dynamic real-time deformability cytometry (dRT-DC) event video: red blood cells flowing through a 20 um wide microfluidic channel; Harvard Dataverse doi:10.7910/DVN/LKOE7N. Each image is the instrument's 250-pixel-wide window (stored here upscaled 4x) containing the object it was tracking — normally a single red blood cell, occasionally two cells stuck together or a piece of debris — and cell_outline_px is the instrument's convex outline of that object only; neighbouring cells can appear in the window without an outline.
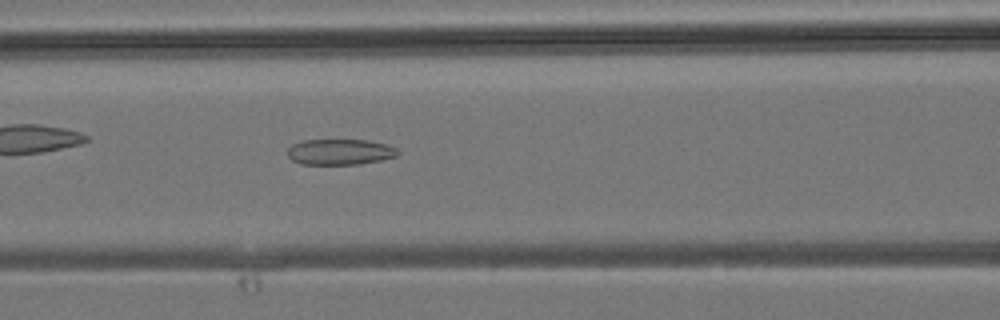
{"species": "common noctule bat (a hibernating species)", "species_latin": "Nyctalus noctula", "temperature_condition": "room temperature", "stored_images_in_passage": 26, "camera_frame_rate_fps": 3000, "um_per_image_px": 0.085, "animal": {"sex": "male", "body_mass_g": 19.2, "forearm_length_mm": 51.8}, "frame": {"image": 1, "passage_image": 6, "time_ms": 1.667, "image_size_px": [1000, 320], "cell_outline_px": [[400, 152], [396, 156], [380, 160], [360, 164], [300, 164], [292, 160], [288, 156], [288, 148], [292, 144], [304, 140], [368, 140], [388, 144], [396, 148]], "centroid_in_image_um": [28.9, 12.91], "position_along_channel_um": 137.7, "area_um2": 16.59}}
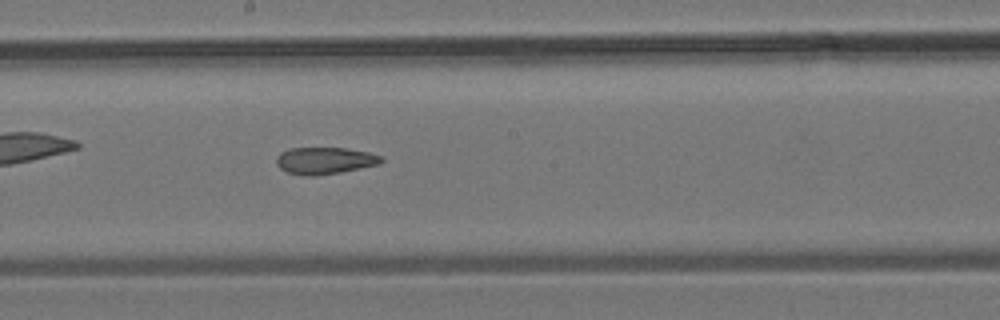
{"frame": {"image": 2, "passage_image": 11, "time_ms": 3.333, "image_size_px": [1000, 320], "cell_outline_px": [[384, 160], [380, 164], [340, 172], [316, 176], [304, 176], [288, 172], [280, 168], [276, 164], [276, 156], [280, 152], [292, 148], [344, 148], [368, 152], [384, 156]], "centroid_in_image_um": [27.61, 13.65], "position_along_channel_um": 220.6, "area_um2": 16.53}}
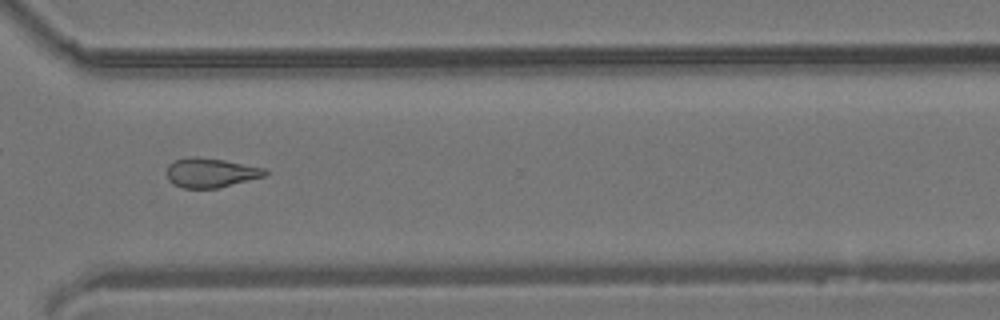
{"frame": {"image": 3, "passage_image": 19, "time_ms": 6.0, "image_size_px": [1000, 320], "cell_outline_px": [[268, 172], [264, 176], [216, 188], [184, 188], [172, 184], [168, 180], [168, 164], [176, 160], [188, 156], [196, 156], [224, 160], [264, 168]], "centroid_in_image_um": [17.87, 14.67], "position_along_channel_um": 352.7, "area_um2": 16.65}}